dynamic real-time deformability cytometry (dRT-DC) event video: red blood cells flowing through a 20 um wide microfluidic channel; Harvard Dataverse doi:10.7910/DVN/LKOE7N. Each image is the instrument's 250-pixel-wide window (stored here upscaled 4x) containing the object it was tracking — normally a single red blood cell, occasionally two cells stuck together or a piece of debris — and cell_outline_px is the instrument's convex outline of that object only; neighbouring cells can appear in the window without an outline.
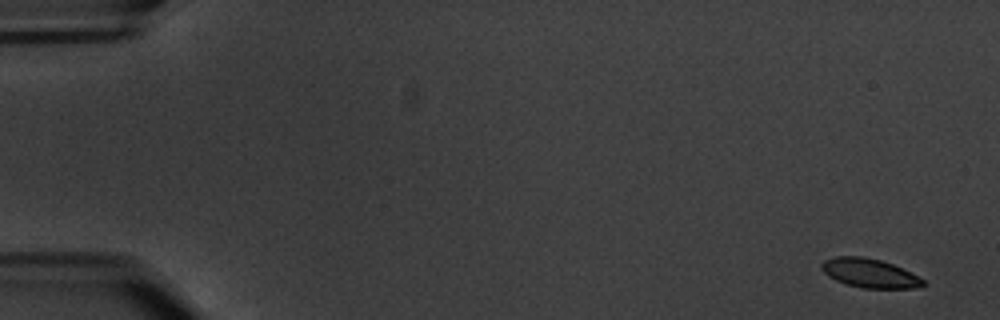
{"species": "common noctule bat (a hibernating species)", "species_latin": "Nyctalus noctula", "temperature_condition": "warm", "stored_images_in_passage": 8, "camera_frame_rate_fps": 3000, "um_per_image_px": 0.085, "animal": {"sex": "male", "body_mass_g": 20.1, "forearm_length_mm": 53.5}, "frame": {"image": 1, "passage_image": 1, "time_ms": 0.0, "image_size_px": [1000, 320], "cell_outline_px": [[924, 284], [920, 288], [864, 288], [848, 284], [836, 280], [828, 276], [820, 268], [820, 264], [824, 260], [836, 256], [864, 256], [880, 260], [892, 264], [924, 280]], "centroid_in_image_um": [73.87, 23.21], "position_along_channel_um": 11.1, "area_um2": 16.94}}
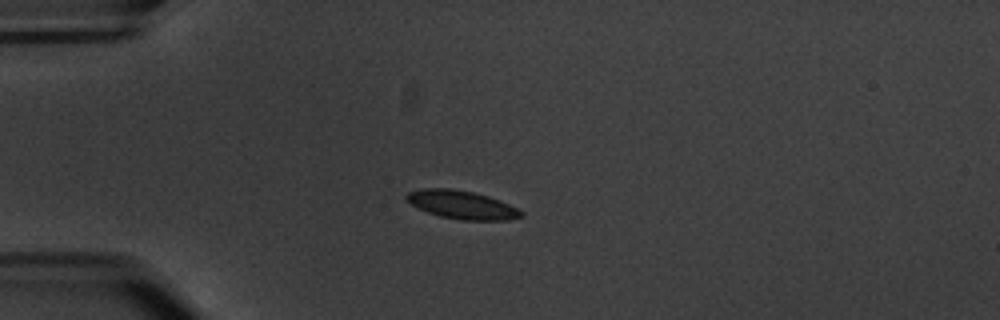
{"frame": {"image": 2, "passage_image": 5, "time_ms": 4.667, "image_size_px": [1000, 320], "cell_outline_px": [[524, 216], [508, 220], [460, 220], [440, 216], [428, 212], [412, 204], [404, 196], [408, 192], [424, 188], [452, 188], [472, 192], [488, 196], [500, 200], [524, 212]], "centroid_in_image_um": [39.28, 17.41], "position_along_channel_um": 45.7, "area_um2": 18.79}}